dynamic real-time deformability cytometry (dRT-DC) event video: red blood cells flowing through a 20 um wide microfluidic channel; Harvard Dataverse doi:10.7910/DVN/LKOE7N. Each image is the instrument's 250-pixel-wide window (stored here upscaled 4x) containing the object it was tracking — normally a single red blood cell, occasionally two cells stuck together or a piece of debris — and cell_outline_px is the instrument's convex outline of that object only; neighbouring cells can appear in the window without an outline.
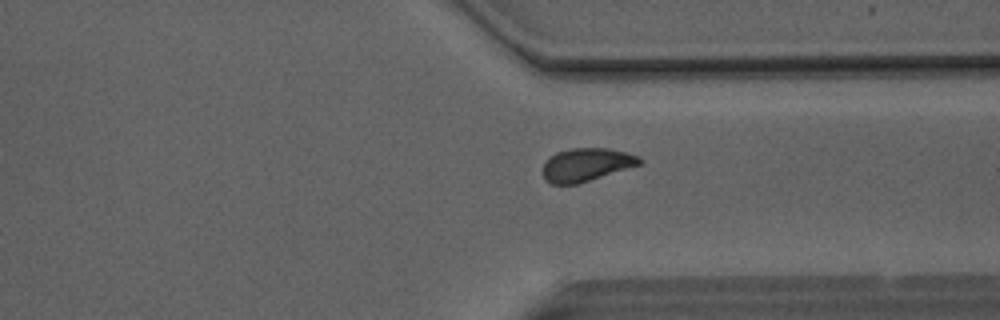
{"species": "Egyptian fruit bat (a non-hibernating species)", "species_latin": "Rousettus aegyptiacus", "temperature_condition": "room temperature", "stored_images_in_passage": 49, "camera_frame_rate_fps": 3000, "um_per_image_px": 0.085, "animal": {"sex": "male"}, "frame": {"image": 1, "passage_image": 38, "time_ms": 12.333, "image_size_px": [1000, 320], "cell_outline_px": [[640, 164], [576, 184], [552, 184], [544, 176], [544, 164], [556, 152], [572, 148], [608, 148], [640, 156]], "centroid_in_image_um": [49.84, 13.98], "position_along_channel_um": 361.6, "area_um2": 18.09}}
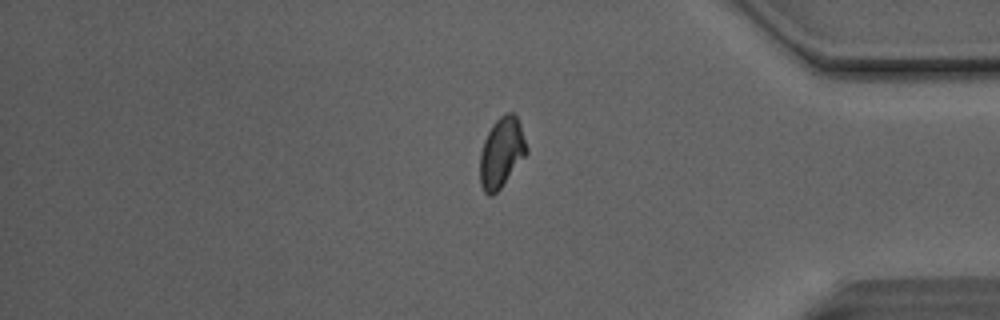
{"frame": {"image": 2, "passage_image": 42, "time_ms": 13.667, "image_size_px": [1000, 320], "cell_outline_px": [[528, 152], [500, 188], [492, 196], [488, 196], [484, 192], [480, 184], [480, 152], [484, 140], [492, 124], [504, 112], [512, 112], [516, 116], [520, 124], [528, 148]], "centroid_in_image_um": [42.62, 12.96], "position_along_channel_um": 392.6, "area_um2": 19.02}}